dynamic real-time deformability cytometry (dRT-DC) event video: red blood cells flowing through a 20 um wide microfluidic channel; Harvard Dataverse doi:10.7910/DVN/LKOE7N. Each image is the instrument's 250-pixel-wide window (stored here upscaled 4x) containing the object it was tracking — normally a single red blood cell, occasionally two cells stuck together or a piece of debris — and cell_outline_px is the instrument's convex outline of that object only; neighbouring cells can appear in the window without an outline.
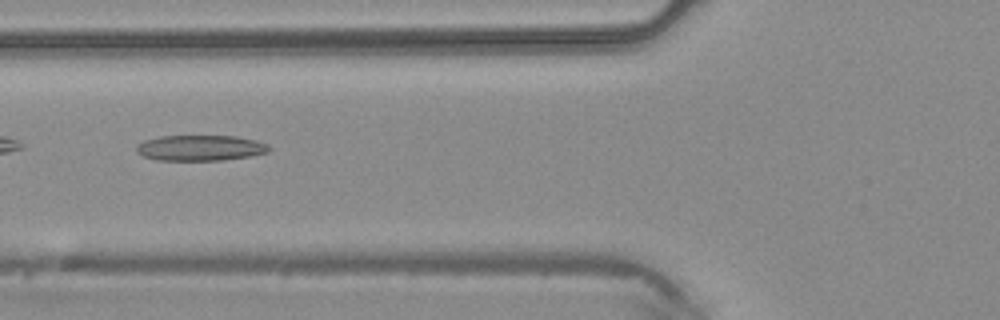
{"species": "common noctule bat (a hibernating species)", "species_latin": "Nyctalus noctula", "temperature_condition": "warm", "stored_images_in_passage": 30, "camera_frame_rate_fps": 3000, "um_per_image_px": 0.085, "animal": {"sex": "male", "body_mass_g": 20.4}, "frame": {"image": 1, "passage_image": 5, "time_ms": 1.333, "image_size_px": [1000, 320], "cell_outline_px": [[272, 148], [268, 152], [252, 156], [224, 160], [156, 160], [144, 156], [136, 152], [136, 144], [144, 140], [160, 136], [236, 136], [256, 140], [268, 144]], "centroid_in_image_um": [17.04, 12.57], "position_along_channel_um": 108.8, "area_um2": 20.0}}
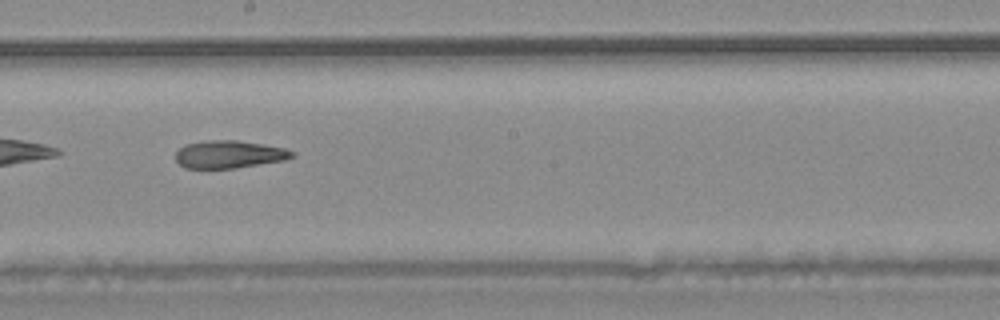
{"frame": {"image": 2, "passage_image": 13, "time_ms": 4.0, "image_size_px": [1000, 320], "cell_outline_px": [[296, 156], [284, 160], [236, 168], [184, 168], [176, 160], [176, 152], [180, 148], [188, 144], [208, 140], [236, 140], [284, 148], [296, 152]], "centroid_in_image_um": [19.5, 13.12], "position_along_channel_um": 228.7, "area_um2": 18.61}}